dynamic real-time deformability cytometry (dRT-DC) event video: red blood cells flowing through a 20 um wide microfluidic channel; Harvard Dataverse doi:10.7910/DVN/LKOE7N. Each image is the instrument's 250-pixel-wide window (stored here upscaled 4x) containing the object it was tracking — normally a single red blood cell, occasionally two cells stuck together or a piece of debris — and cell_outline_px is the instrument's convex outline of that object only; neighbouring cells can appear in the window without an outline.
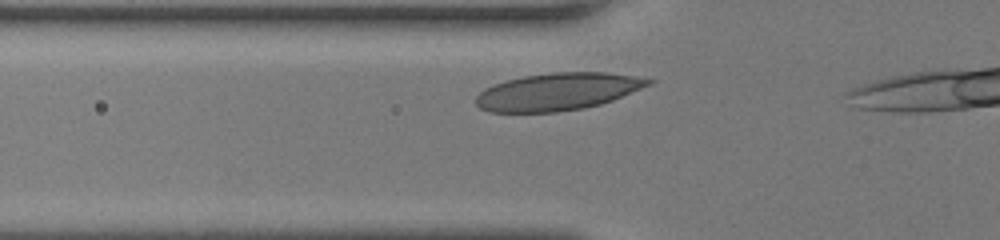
{"species": "human", "species_latin": "Homo sapiens", "temperature_condition": "room temperature", "stored_images_in_passage": 27, "camera_frame_rate_fps": 3000, "um_per_image_px": 0.085, "donor": {"sex": "female"}, "frame": {"image": 1, "passage_image": 3, "time_ms": 0.667, "image_size_px": [1000, 240], "cell_outline_px": [[656, 80], [652, 84], [612, 100], [600, 104], [584, 108], [556, 112], [488, 112], [480, 108], [476, 104], [476, 96], [484, 88], [492, 84], [504, 80], [524, 76], [552, 72], [604, 72], [632, 76]], "centroid_in_image_um": [47.36, 7.79], "position_along_channel_um": 78.4, "area_um2": 37.57}}
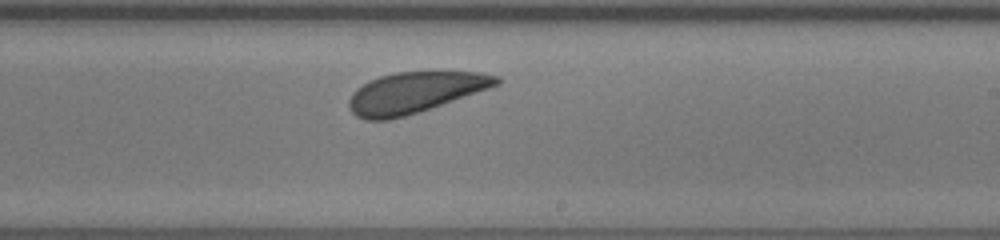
{"frame": {"image": 2, "passage_image": 16, "time_ms": 5.0, "image_size_px": [1000, 240], "cell_outline_px": [[500, 84], [404, 116], [388, 120], [364, 120], [356, 116], [352, 112], [348, 104], [348, 100], [352, 92], [356, 88], [380, 76], [396, 72], [440, 68], [480, 72], [500, 76]], "centroid_in_image_um": [35.28, 7.8], "position_along_channel_um": 253.7, "area_um2": 35.72}}
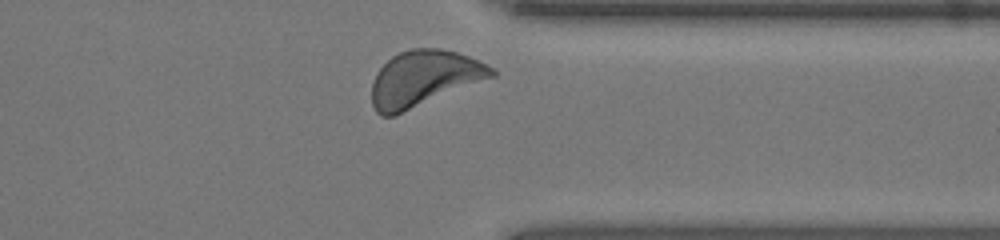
{"frame": {"image": 3, "passage_image": 25, "time_ms": 8.0, "image_size_px": [1000, 240], "cell_outline_px": [[496, 76], [396, 116], [380, 116], [376, 112], [372, 104], [372, 84], [376, 72], [392, 56], [400, 52], [412, 48], [440, 48], [456, 52], [468, 56], [492, 68], [496, 72]], "centroid_in_image_um": [36.01, 6.7], "position_along_channel_um": 375.4, "area_um2": 39.13}}